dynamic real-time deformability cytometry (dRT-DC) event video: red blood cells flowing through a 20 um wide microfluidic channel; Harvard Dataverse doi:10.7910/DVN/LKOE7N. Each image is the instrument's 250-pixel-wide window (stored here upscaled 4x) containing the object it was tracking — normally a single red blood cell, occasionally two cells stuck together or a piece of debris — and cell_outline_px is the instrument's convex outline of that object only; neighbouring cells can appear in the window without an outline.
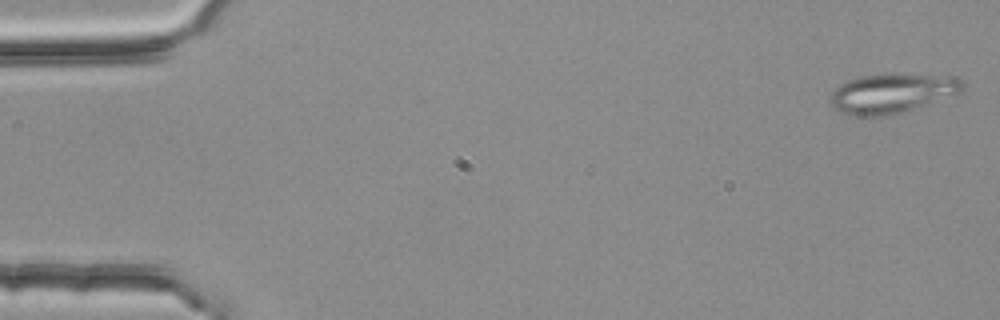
{"species": "common noctule bat (a hibernating species)", "species_latin": "Nyctalus noctula", "temperature_condition": "room temperature", "stored_images_in_passage": 56, "camera_frame_rate_fps": 3000, "um_per_image_px": 0.085, "animal": {"sex": "female", "body_mass_g": 25.1}, "frame": {"image": 1, "passage_image": 3, "time_ms": 0.667, "image_size_px": [1000, 320], "cell_outline_px": [[924, 80], [912, 100], [904, 108], [888, 112], [856, 112], [844, 108], [836, 104], [832, 100], [836, 92], [844, 84], [856, 80], [872, 76], [912, 76]], "centroid_in_image_um": [74.62, 7.96], "position_along_channel_um": 10.4, "area_um2": 18.32}}
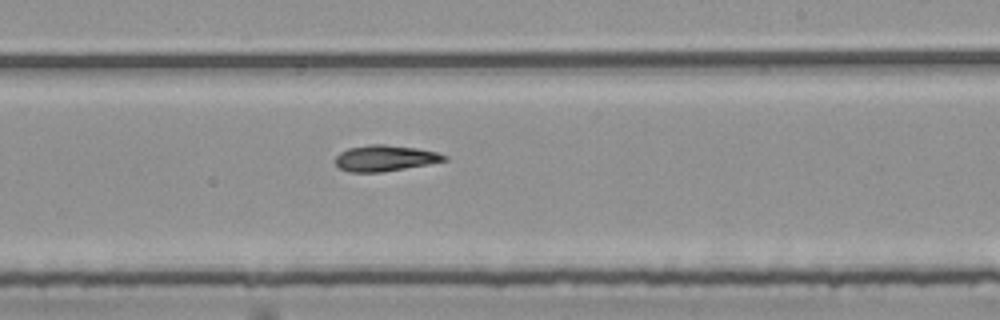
{"frame": {"image": 2, "passage_image": 34, "time_ms": 11.0, "image_size_px": [1000, 320], "cell_outline_px": [[448, 160], [428, 164], [380, 172], [352, 172], [340, 168], [336, 164], [336, 156], [340, 152], [348, 148], [372, 144], [380, 144], [412, 148], [436, 152], [448, 156]], "centroid_in_image_um": [32.71, 13.45], "position_along_channel_um": 256.3, "area_um2": 16.13}}
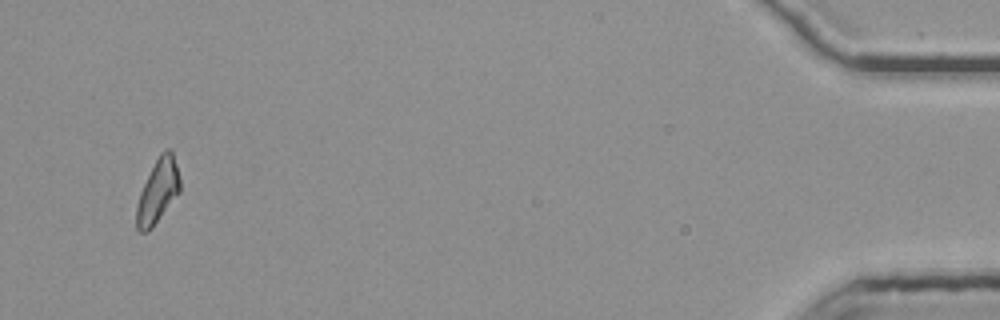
{"frame": {"image": 3, "passage_image": 54, "time_ms": 17.667, "image_size_px": [1000, 320], "cell_outline_px": [[180, 192], [156, 220], [144, 232], [140, 232], [136, 228], [136, 208], [140, 192], [160, 152], [168, 148], [172, 152], [180, 180]], "centroid_in_image_um": [13.41, 16.21], "position_along_channel_um": 421.8, "area_um2": 15.43}, "authors_computed_cell_mechanics": {"area_um2": 15.9817, "velocity_mm_per_s": 3.7703, "shape_relaxation_time_tau1_ms": null, "shape_relaxation_time_tau2_ms": 3.5842, "deformation_change_tau1": null, "deformation_change_tau2": 0.1229}}